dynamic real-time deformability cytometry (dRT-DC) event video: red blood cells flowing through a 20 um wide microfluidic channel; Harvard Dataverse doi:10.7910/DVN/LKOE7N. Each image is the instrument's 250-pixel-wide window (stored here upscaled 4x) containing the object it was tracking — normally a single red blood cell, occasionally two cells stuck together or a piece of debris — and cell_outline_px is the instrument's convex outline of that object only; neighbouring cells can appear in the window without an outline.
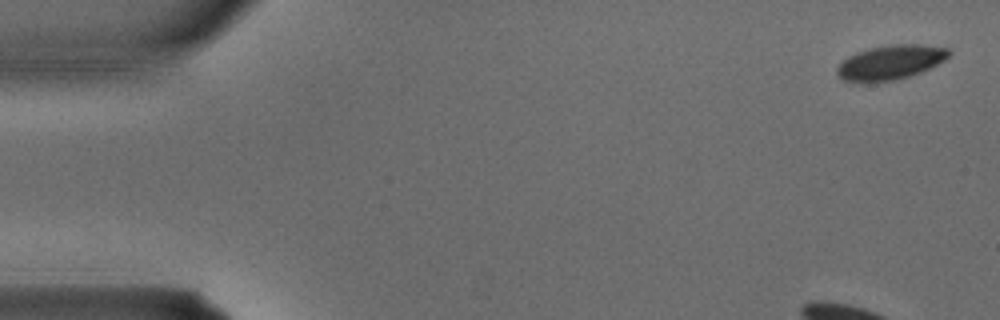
{"species": "common noctule bat (a hibernating species)", "species_latin": "Nyctalus noctula", "temperature_condition": "warm", "stored_images_in_passage": 4, "camera_frame_rate_fps": 3000, "um_per_image_px": 0.085, "animal": {"sex": "male", "body_mass_g": 15.6}, "frame": {"image": 1, "passage_image": 1, "time_ms": 0.0, "image_size_px": [1000, 320], "cell_outline_px": [[952, 52], [944, 60], [920, 72], [908, 76], [892, 80], [864, 84], [844, 80], [836, 72], [836, 68], [848, 56], [856, 52], [872, 48], [892, 44], [916, 44], [948, 48]], "centroid_in_image_um": [75.66, 5.31], "position_along_channel_um": 9.3, "area_um2": 22.31}}